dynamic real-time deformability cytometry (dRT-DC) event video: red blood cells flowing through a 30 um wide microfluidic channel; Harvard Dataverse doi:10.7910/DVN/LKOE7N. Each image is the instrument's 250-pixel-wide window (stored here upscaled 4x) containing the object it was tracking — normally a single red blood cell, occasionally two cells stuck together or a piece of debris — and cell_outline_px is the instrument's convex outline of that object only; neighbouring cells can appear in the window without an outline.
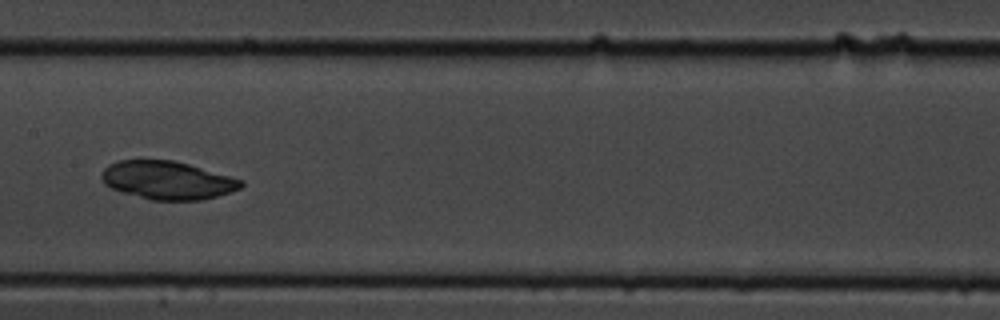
{"species": "common noctule bat (a hibernating species)", "species_latin": "Nyctalus noctula", "temperature_condition": "cold", "stored_images_in_passage": 14, "camera_frame_rate_fps": 3000, "um_per_image_px": 0.085, "animal": {"sex": "male", "body_mass_g": 19.5, "forearm_length_mm": 54.6}, "frame": {"image": 1, "passage_image": 7, "time_ms": 8.0, "image_size_px": [1000, 320], "cell_outline_px": [[244, 184], [240, 188], [216, 196], [200, 200], [152, 200], [124, 192], [112, 188], [104, 184], [100, 176], [104, 168], [108, 164], [120, 160], [172, 160], [188, 164], [244, 180]], "centroid_in_image_um": [14.21, 15.31], "position_along_channel_um": 193.2, "area_um2": 30.75}}
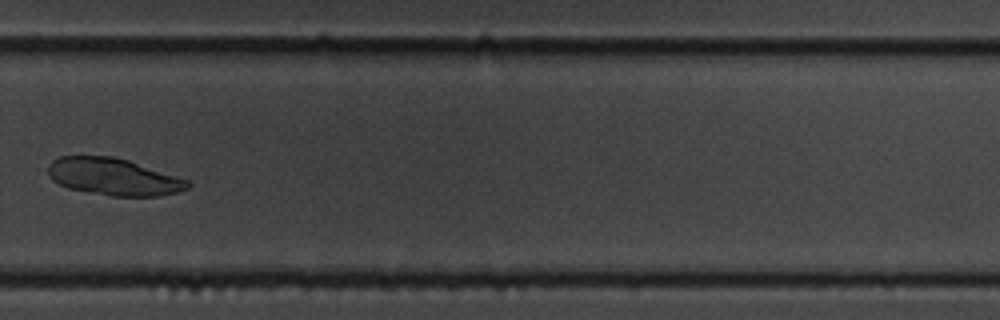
{"frame": {"image": 2, "passage_image": 10, "time_ms": 11.667, "image_size_px": [1000, 320], "cell_outline_px": [[192, 184], [188, 188], [176, 192], [160, 196], [112, 196], [68, 188], [52, 180], [48, 176], [48, 164], [52, 160], [60, 156], [112, 156], [128, 160], [188, 180]], "centroid_in_image_um": [9.62, 15.02], "position_along_channel_um": 320.2, "area_um2": 30.06}}
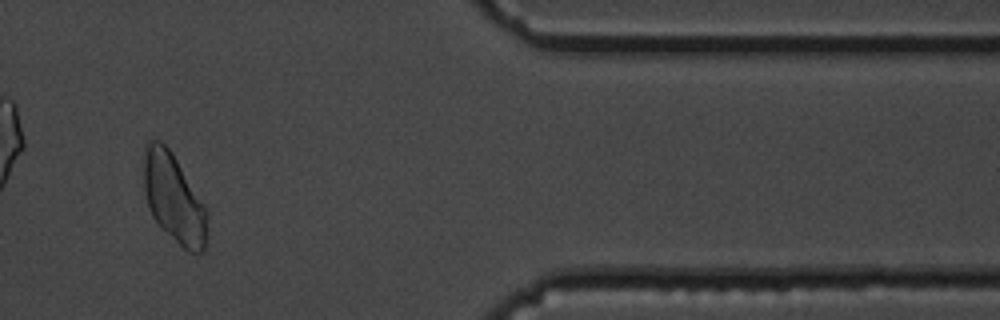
{"frame": {"image": 3, "passage_image": 12, "time_ms": 14.667, "image_size_px": [1000, 320], "cell_outline_px": [[208, 212], [204, 252], [188, 252], [152, 216], [148, 208], [144, 192], [144, 152], [148, 140], [160, 140], [172, 152], [204, 204]], "centroid_in_image_um": [14.77, 16.82], "position_along_channel_um": 396.6, "area_um2": 32.43}}